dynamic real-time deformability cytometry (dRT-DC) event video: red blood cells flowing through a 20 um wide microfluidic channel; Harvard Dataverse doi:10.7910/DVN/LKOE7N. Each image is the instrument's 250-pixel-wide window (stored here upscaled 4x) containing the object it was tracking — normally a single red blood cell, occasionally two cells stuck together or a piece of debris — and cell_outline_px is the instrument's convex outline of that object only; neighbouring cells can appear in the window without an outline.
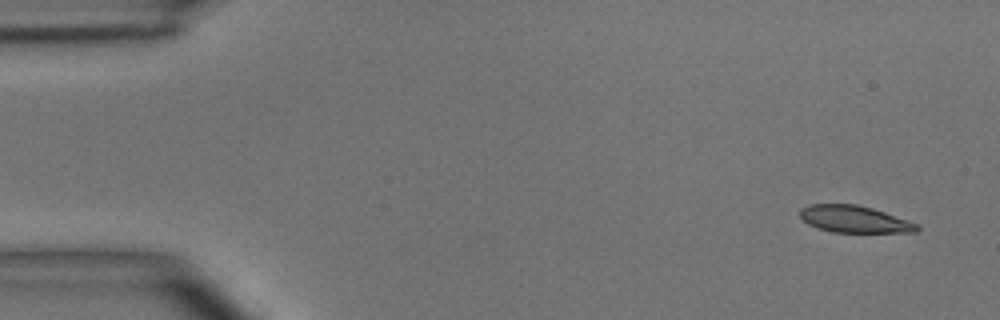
{"species": "common noctule bat (a hibernating species)", "species_latin": "Nyctalus noctula", "temperature_condition": "room temperature", "stored_images_in_passage": 5, "camera_frame_rate_fps": 3000, "um_per_image_px": 0.085, "animal": {"sex": "male", "body_mass_g": 15.6}, "frame": {"image": 1, "passage_image": 1, "time_ms": 0.0, "image_size_px": [1000, 320], "cell_outline_px": [[920, 228], [916, 232], [832, 232], [808, 224], [800, 216], [800, 208], [808, 204], [856, 204], [872, 208], [920, 224]], "centroid_in_image_um": [72.63, 18.62], "position_along_channel_um": 12.4, "area_um2": 18.32}}